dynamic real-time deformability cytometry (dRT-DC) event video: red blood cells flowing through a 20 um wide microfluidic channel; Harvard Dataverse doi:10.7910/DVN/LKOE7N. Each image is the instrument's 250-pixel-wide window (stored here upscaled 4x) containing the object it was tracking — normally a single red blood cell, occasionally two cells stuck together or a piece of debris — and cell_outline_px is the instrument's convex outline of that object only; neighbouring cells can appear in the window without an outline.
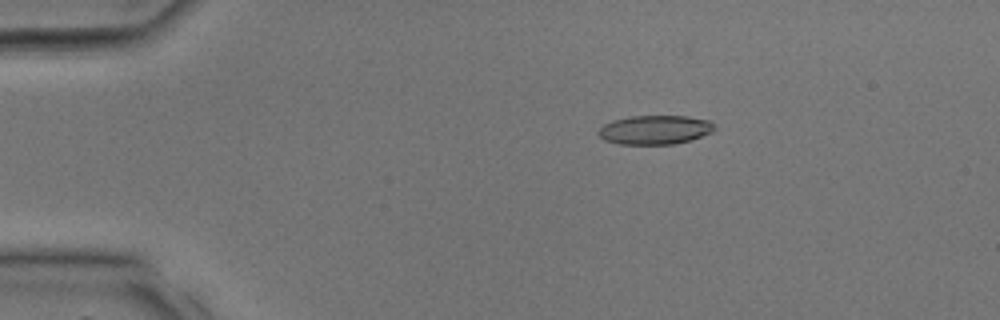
{"species": "common noctule bat (a hibernating species)", "species_latin": "Nyctalus noctula", "temperature_condition": "room temperature", "stored_images_in_passage": 35, "camera_frame_rate_fps": 3000, "um_per_image_px": 0.085, "animal": {"sex": "male", "body_mass_g": 17.9, "forearm_length_mm": 54.2}, "frame": {"image": 1, "passage_image": 7, "time_ms": 2.0, "image_size_px": [1000, 320], "cell_outline_px": [[716, 128], [712, 132], [688, 140], [672, 144], [620, 144], [604, 140], [596, 132], [604, 124], [612, 120], [628, 116], [688, 116], [708, 120], [716, 124]], "centroid_in_image_um": [55.65, 11.02], "position_along_channel_um": 29.3, "area_um2": 19.65}}
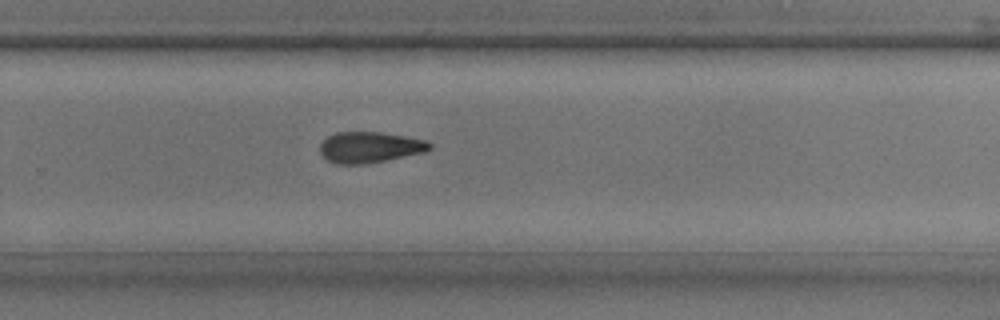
{"frame": {"image": 2, "passage_image": 24, "time_ms": 7.667, "image_size_px": [1000, 320], "cell_outline_px": [[432, 148], [424, 152], [384, 160], [360, 164], [336, 164], [328, 160], [320, 152], [320, 144], [328, 136], [336, 132], [380, 132], [428, 140], [432, 144]], "centroid_in_image_um": [31.43, 12.5], "position_along_channel_um": 298.4, "area_um2": 19.59}}
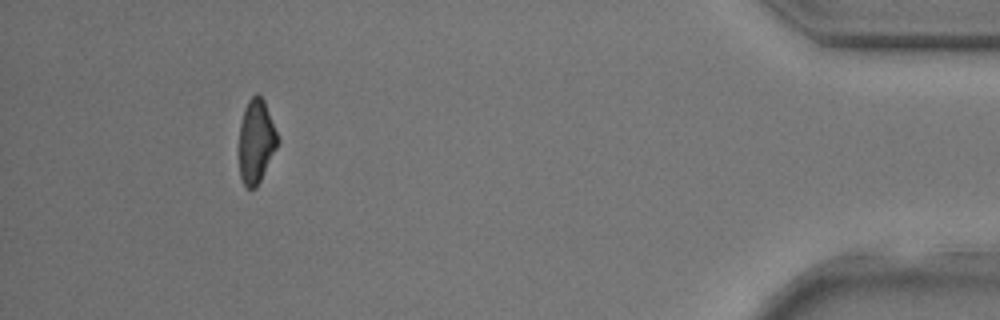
{"frame": {"image": 3, "passage_image": 33, "time_ms": 10.667, "image_size_px": [1000, 320], "cell_outline_px": [[280, 140], [256, 188], [248, 188], [244, 184], [240, 176], [240, 124], [244, 108], [248, 100], [256, 92], [264, 100]], "centroid_in_image_um": [21.78, 11.98], "position_along_channel_um": 413.4, "area_um2": 18.55}}